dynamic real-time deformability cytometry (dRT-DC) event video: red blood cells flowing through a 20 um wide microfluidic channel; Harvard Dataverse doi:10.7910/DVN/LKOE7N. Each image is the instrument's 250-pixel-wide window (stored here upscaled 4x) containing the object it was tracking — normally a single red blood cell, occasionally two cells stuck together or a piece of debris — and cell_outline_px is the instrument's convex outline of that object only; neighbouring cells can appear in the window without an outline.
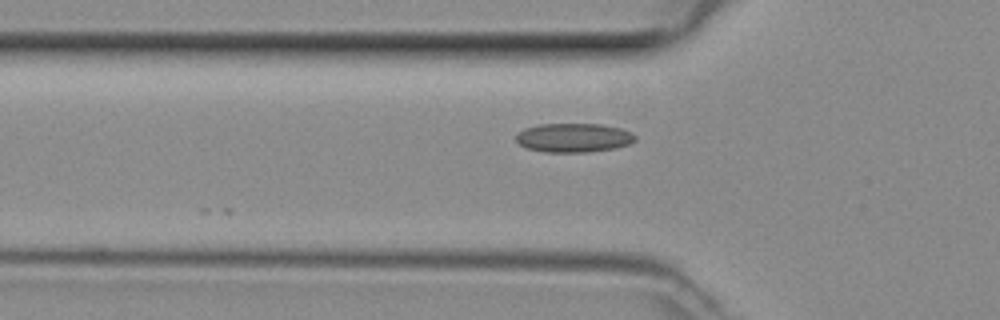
{"species": "common noctule bat (a hibernating species)", "species_latin": "Nyctalus noctula", "temperature_condition": "room temperature", "stored_images_in_passage": 22, "camera_frame_rate_fps": 3000, "um_per_image_px": 0.085, "animal": {"sex": "female", "body_mass_g": 29.2, "forearm_length_mm": 56.3}, "frame": {"image": 1, "passage_image": 2, "time_ms": 0.333, "image_size_px": [1000, 320], "cell_outline_px": [[636, 140], [628, 144], [616, 148], [588, 152], [544, 152], [524, 148], [516, 140], [516, 132], [524, 128], [540, 124], [600, 124], [620, 128], [632, 132], [636, 136]], "centroid_in_image_um": [48.74, 11.71], "position_along_channel_um": 77.1, "area_um2": 20.35}}
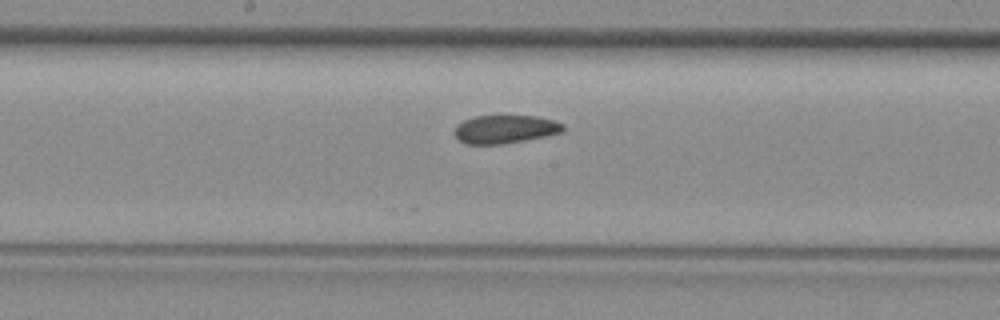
{"frame": {"image": 2, "passage_image": 11, "time_ms": 3.333, "image_size_px": [1000, 320], "cell_outline_px": [[564, 132], [524, 140], [500, 144], [464, 144], [452, 132], [456, 124], [464, 120], [476, 116], [536, 116], [552, 120], [564, 124]], "centroid_in_image_um": [42.9, 10.98], "position_along_channel_um": 205.3, "area_um2": 17.86}}
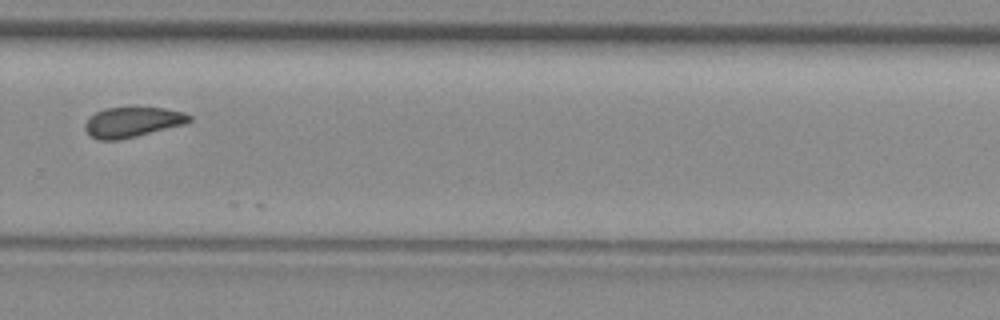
{"frame": {"image": 3, "passage_image": 19, "time_ms": 6.0, "image_size_px": [1000, 320], "cell_outline_px": [[192, 120], [188, 124], [120, 140], [96, 140], [84, 128], [84, 124], [88, 116], [104, 108], [164, 108], [184, 112], [192, 116]], "centroid_in_image_um": [11.28, 10.39], "position_along_channel_um": 318.5, "area_um2": 18.55}}